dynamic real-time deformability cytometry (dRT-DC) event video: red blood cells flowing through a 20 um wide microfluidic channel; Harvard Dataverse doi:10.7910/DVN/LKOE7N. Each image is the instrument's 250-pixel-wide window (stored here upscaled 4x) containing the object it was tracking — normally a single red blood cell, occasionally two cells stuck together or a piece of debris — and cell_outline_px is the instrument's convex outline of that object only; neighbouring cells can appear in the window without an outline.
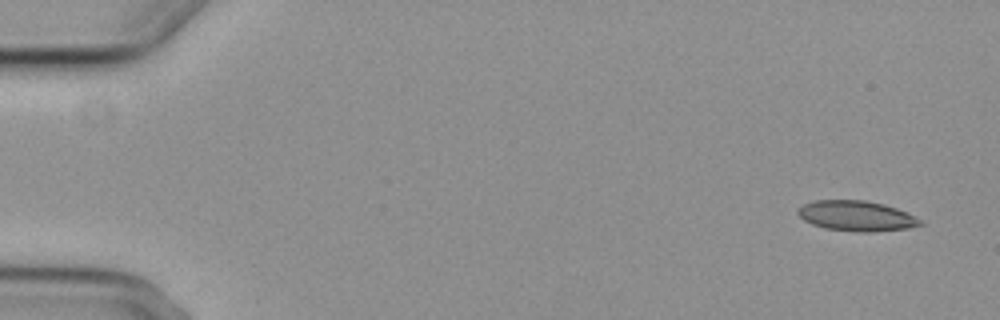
{"species": "common noctule bat (a hibernating species)", "species_latin": "Nyctalus noctula", "temperature_condition": "cold", "stored_images_in_passage": 5, "camera_frame_rate_fps": 3000, "um_per_image_px": 0.085, "animal": {"sex": "female", "body_mass_g": 29.2, "forearm_length_mm": 56.3}, "frame": {"image": 1, "passage_image": 1, "time_ms": 0.0, "image_size_px": [1000, 320], "cell_outline_px": [[924, 224], [908, 228], [872, 232], [856, 232], [824, 228], [812, 224], [804, 220], [796, 212], [804, 204], [816, 200], [864, 200], [884, 204], [896, 208], [924, 220]], "centroid_in_image_um": [72.83, 18.36], "position_along_channel_um": 12.2, "area_um2": 21.62}}
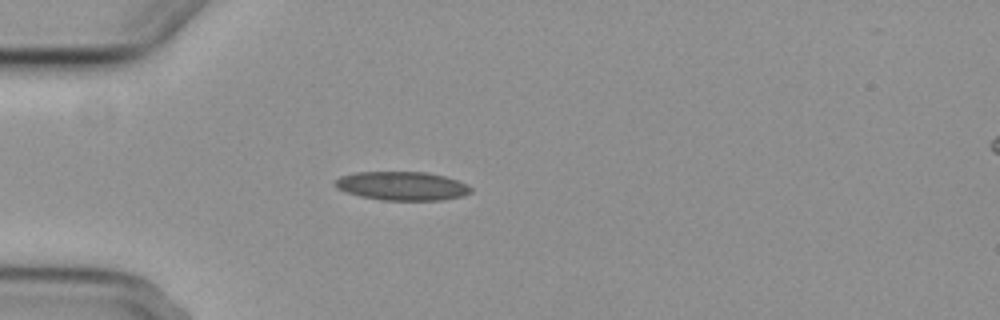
{"frame": {"image": 2, "passage_image": 4, "time_ms": 4.333, "image_size_px": [1000, 320], "cell_outline_px": [[472, 192], [464, 196], [444, 200], [380, 200], [360, 196], [344, 192], [336, 188], [332, 184], [340, 176], [356, 172], [424, 172], [444, 176], [468, 184], [472, 188]], "centroid_in_image_um": [34.16, 15.81], "position_along_channel_um": 50.8, "area_um2": 22.95}}